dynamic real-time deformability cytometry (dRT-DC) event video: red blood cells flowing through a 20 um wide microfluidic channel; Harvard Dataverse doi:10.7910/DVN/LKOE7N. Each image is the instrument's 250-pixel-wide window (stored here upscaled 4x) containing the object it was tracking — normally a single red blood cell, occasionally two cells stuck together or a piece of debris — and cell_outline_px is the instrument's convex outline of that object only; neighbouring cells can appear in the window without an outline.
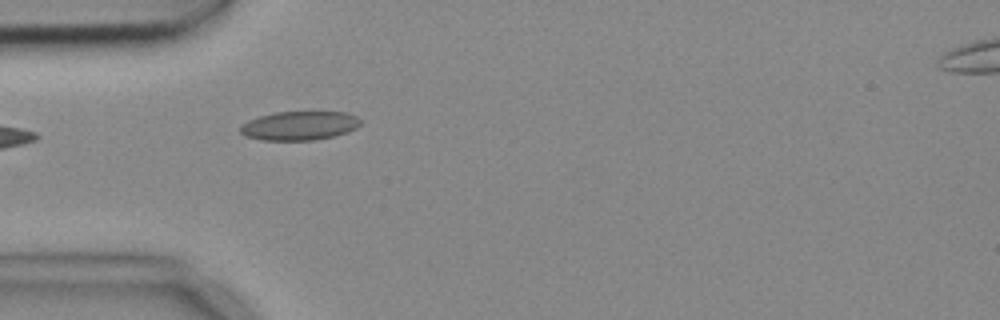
{"species": "common noctule bat (a hibernating species)", "species_latin": "Nyctalus noctula", "temperature_condition": "cold", "stored_images_in_passage": 2, "camera_frame_rate_fps": 3000, "um_per_image_px": 0.085, "animal": {"sex": "female", "body_mass_g": 18.4}, "frame": {"image": 1, "passage_image": 2, "time_ms": 0.333, "image_size_px": [1000, 320], "cell_outline_px": [[360, 124], [356, 128], [348, 132], [332, 136], [312, 140], [260, 140], [244, 136], [240, 132], [240, 124], [248, 120], [260, 116], [276, 112], [344, 112], [356, 116], [360, 120]], "centroid_in_image_um": [25.41, 10.68], "position_along_channel_um": 59.6, "area_um2": 20.23}}